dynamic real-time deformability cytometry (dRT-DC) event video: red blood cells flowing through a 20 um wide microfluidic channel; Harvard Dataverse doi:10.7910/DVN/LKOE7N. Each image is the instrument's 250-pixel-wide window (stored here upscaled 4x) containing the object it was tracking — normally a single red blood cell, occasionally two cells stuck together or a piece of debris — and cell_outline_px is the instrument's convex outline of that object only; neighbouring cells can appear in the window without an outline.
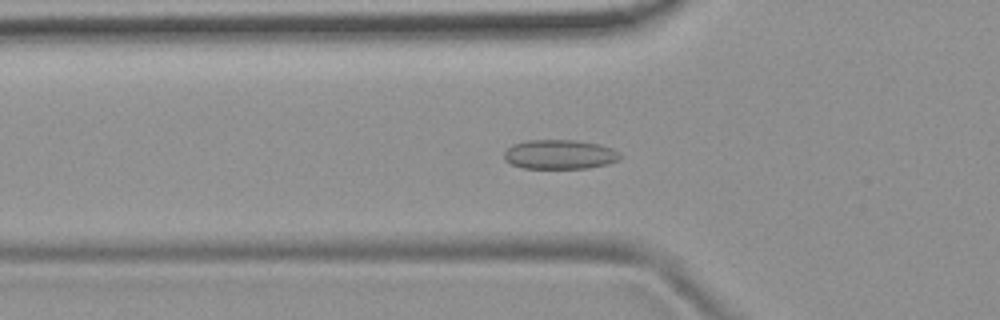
{"species": "common noctule bat (a hibernating species)", "species_latin": "Nyctalus noctula", "temperature_condition": "room temperature", "stored_images_in_passage": 53, "camera_frame_rate_fps": 3000, "um_per_image_px": 0.085, "animal": {"sex": "female", "body_mass_g": 19.9}, "frame": {"image": 1, "passage_image": 18, "time_ms": 5.667, "image_size_px": [1000, 320], "cell_outline_px": [[624, 156], [620, 160], [608, 164], [588, 168], [524, 168], [512, 164], [504, 160], [504, 152], [512, 144], [524, 140], [576, 140], [600, 144], [612, 148]], "centroid_in_image_um": [47.6, 13.12], "position_along_channel_um": 78.2, "area_um2": 20.11}}
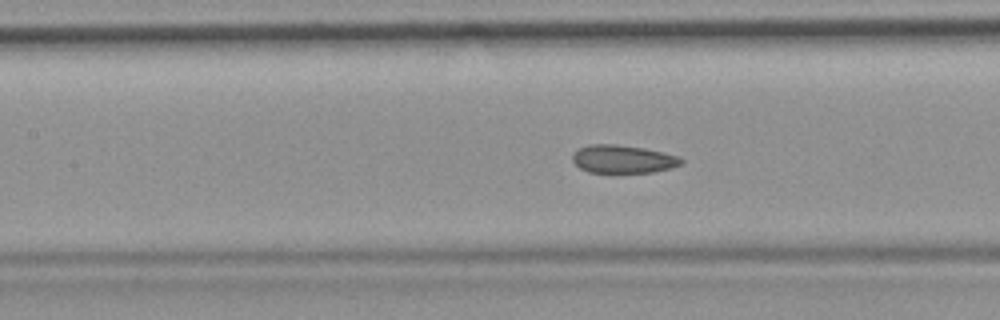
{"frame": {"image": 2, "passage_image": 24, "time_ms": 7.667, "image_size_px": [1000, 320], "cell_outline_px": [[684, 160], [680, 164], [672, 168], [652, 172], [588, 172], [580, 168], [572, 160], [572, 156], [580, 148], [588, 144], [616, 144], [644, 148], [664, 152], [680, 156]], "centroid_in_image_um": [52.98, 13.51], "position_along_channel_um": 154.4, "area_um2": 17.74}}
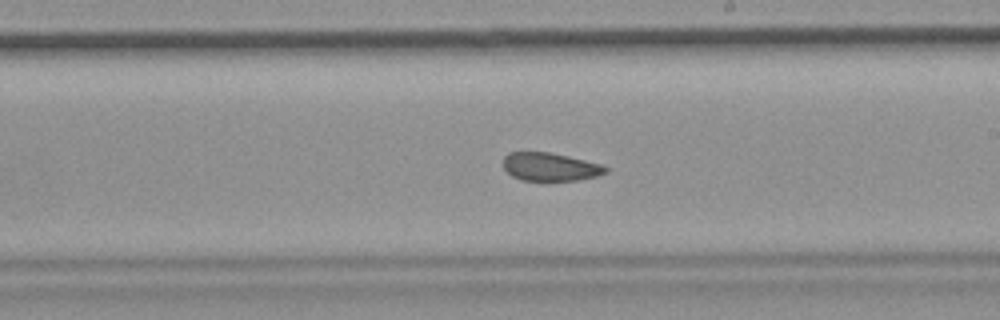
{"frame": {"image": 3, "passage_image": 31, "time_ms": 10.0, "image_size_px": [1000, 320], "cell_outline_px": [[608, 172], [596, 176], [576, 180], [520, 180], [512, 176], [504, 168], [504, 156], [508, 152], [548, 152], [568, 156], [604, 164], [608, 168]], "centroid_in_image_um": [46.78, 14.17], "position_along_channel_um": 242.2, "area_um2": 16.82}, "authors_computed_cell_mechanics": {"area_um2": 18.9006, "velocity_mm_per_s": 3.785, "shape_relaxation_time_tau1_ms": null, "shape_relaxation_time_tau2_ms": 1.8906, "deformation_change_tau1": null, "deformation_change_tau2": 0.0606}}